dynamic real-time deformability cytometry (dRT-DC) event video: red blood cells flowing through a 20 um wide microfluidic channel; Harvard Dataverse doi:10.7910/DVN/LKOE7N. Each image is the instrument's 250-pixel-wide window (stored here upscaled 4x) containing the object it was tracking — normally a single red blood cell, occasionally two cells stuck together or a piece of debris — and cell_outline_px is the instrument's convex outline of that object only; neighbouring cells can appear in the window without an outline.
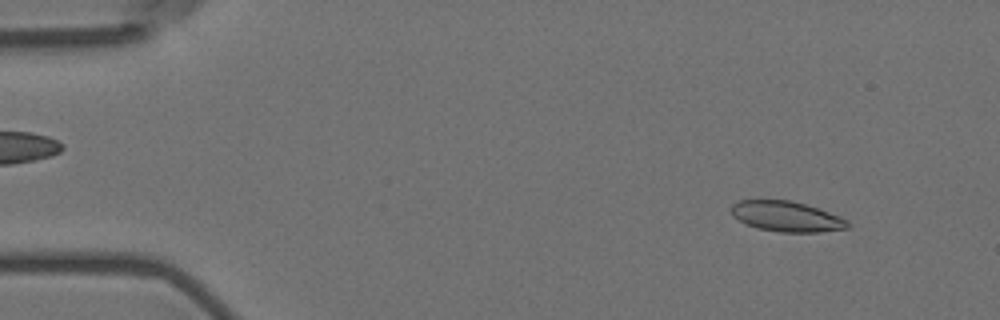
{"species": "Egyptian fruit bat (a non-hibernating species)", "species_latin": "Rousettus aegyptiacus", "temperature_condition": "room temperature", "stored_images_in_passage": 56, "camera_frame_rate_fps": 3000, "um_per_image_px": 0.085, "animal": {"sex": "female"}, "frame": {"image": 1, "passage_image": 5, "time_ms": 1.333, "image_size_px": [1000, 320], "cell_outline_px": [[852, 224], [848, 228], [816, 232], [780, 232], [756, 228], [744, 224], [732, 216], [732, 204], [740, 200], [792, 200], [840, 216], [848, 220]], "centroid_in_image_um": [66.84, 18.4], "position_along_channel_um": 18.2, "area_um2": 20.63}}
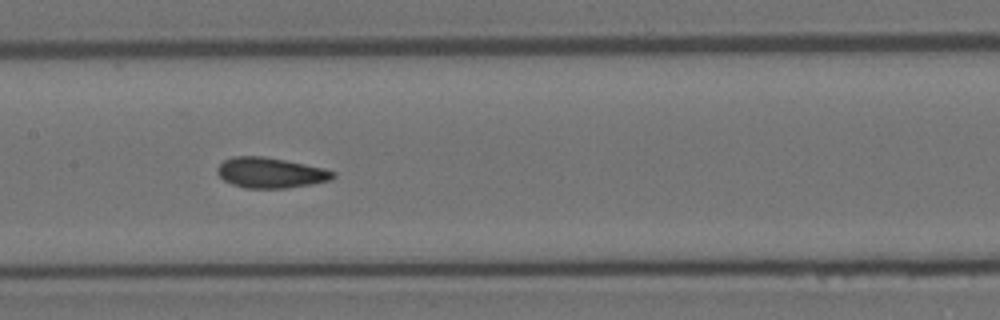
{"frame": {"image": 2, "passage_image": 27, "time_ms": 8.667, "image_size_px": [1000, 320], "cell_outline_px": [[336, 176], [332, 180], [288, 188], [244, 188], [232, 184], [224, 180], [216, 172], [216, 168], [224, 160], [232, 156], [264, 156], [324, 168], [336, 172]], "centroid_in_image_um": [22.99, 14.68], "position_along_channel_um": 184.4, "area_um2": 20.58}}
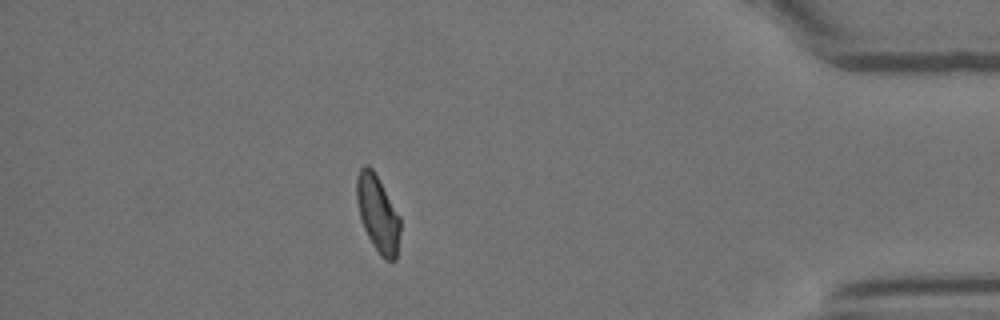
{"frame": {"image": 3, "passage_image": 49, "time_ms": 16.0, "image_size_px": [1000, 320], "cell_outline_px": [[400, 232], [396, 260], [384, 260], [380, 256], [372, 244], [364, 228], [360, 216], [356, 200], [356, 176], [360, 168], [364, 164], [368, 164], [372, 168], [400, 216]], "centroid_in_image_um": [32.1, 18.16], "position_along_channel_um": 403.1, "area_um2": 19.48}, "authors_computed_cell_mechanics": {"area_um2": 20.4612, "velocity_mm_per_s": 3.5828, "shape_relaxation_time_tau1_ms": null, "shape_relaxation_time_tau2_ms": 2.4639, "deformation_change_tau1": null, "deformation_change_tau2": 0.0726}}